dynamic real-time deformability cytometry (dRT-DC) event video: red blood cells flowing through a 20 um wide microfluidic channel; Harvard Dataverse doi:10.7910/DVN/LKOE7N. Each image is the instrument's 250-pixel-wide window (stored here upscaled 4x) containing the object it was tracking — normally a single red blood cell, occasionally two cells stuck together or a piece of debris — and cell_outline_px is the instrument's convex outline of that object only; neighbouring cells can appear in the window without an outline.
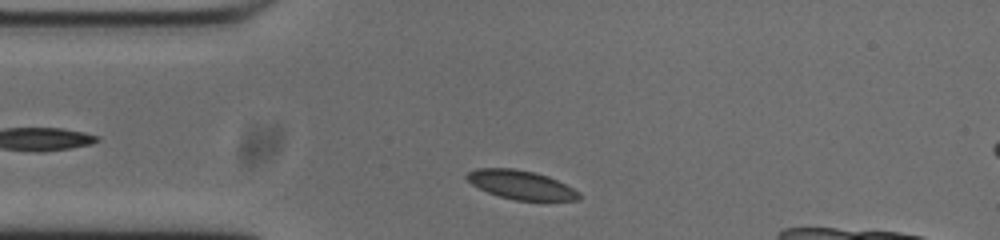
{"species": "common noctule bat (a hibernating species)", "species_latin": "Nyctalus noctula", "temperature_condition": "cold", "stored_images_in_passage": 39, "camera_frame_rate_fps": 3000, "um_per_image_px": 0.085, "animal": {"sex": "male", "body_mass_g": 20.0, "forearm_length_mm": 53.3}, "frame": {"image": 1, "passage_image": 2, "time_ms": 0.333, "image_size_px": [1000, 240], "cell_outline_px": [[580, 200], [516, 200], [500, 196], [488, 192], [472, 184], [464, 176], [468, 172], [476, 168], [512, 168], [532, 172], [548, 176], [580, 192]], "centroid_in_image_um": [44.27, 15.7], "position_along_channel_um": 40.7, "area_um2": 18.55}}
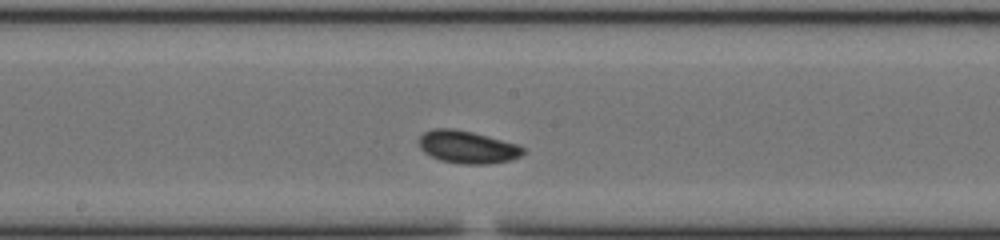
{"frame": {"image": 2, "passage_image": 17, "time_ms": 5.333, "image_size_px": [1000, 240], "cell_outline_px": [[524, 152], [520, 156], [512, 160], [488, 164], [460, 164], [440, 160], [424, 152], [420, 148], [420, 136], [424, 132], [432, 128], [452, 128], [472, 132], [488, 136], [516, 144], [524, 148]], "centroid_in_image_um": [39.72, 12.5], "position_along_channel_um": 208.5, "area_um2": 19.71}}
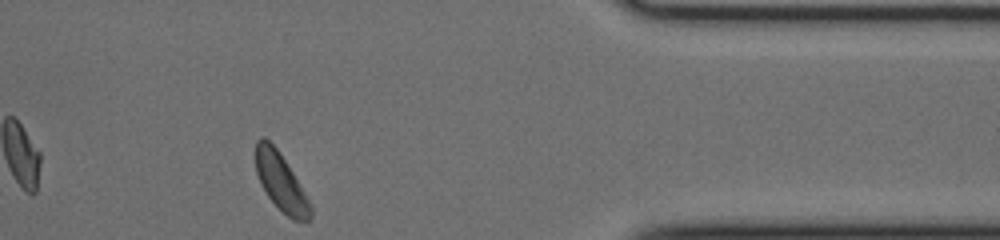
{"frame": {"image": 3, "passage_image": 34, "time_ms": 11.0, "image_size_px": [1000, 240], "cell_outline_px": [[312, 216], [308, 220], [292, 220], [268, 196], [260, 184], [256, 172], [256, 140], [260, 136], [264, 136], [276, 148], [292, 172], [304, 192], [312, 208]], "centroid_in_image_um": [23.85, 15.46], "position_along_channel_um": 387.6, "area_um2": 17.86}}